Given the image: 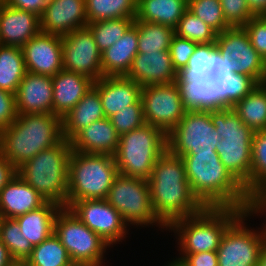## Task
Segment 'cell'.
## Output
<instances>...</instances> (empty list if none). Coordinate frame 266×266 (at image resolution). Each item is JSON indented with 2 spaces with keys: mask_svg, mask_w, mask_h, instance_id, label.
I'll use <instances>...</instances> for the list:
<instances>
[{
  "mask_svg": "<svg viewBox=\"0 0 266 266\" xmlns=\"http://www.w3.org/2000/svg\"><path fill=\"white\" fill-rule=\"evenodd\" d=\"M67 208L79 200L106 199L119 174L114 156L72 150L69 159Z\"/></svg>",
  "mask_w": 266,
  "mask_h": 266,
  "instance_id": "52a82bcc",
  "label": "cell"
},
{
  "mask_svg": "<svg viewBox=\"0 0 266 266\" xmlns=\"http://www.w3.org/2000/svg\"><path fill=\"white\" fill-rule=\"evenodd\" d=\"M240 120L254 131L266 129V83L256 87L232 107Z\"/></svg>",
  "mask_w": 266,
  "mask_h": 266,
  "instance_id": "4dcf8cb0",
  "label": "cell"
},
{
  "mask_svg": "<svg viewBox=\"0 0 266 266\" xmlns=\"http://www.w3.org/2000/svg\"><path fill=\"white\" fill-rule=\"evenodd\" d=\"M61 208L56 203L46 202L40 208L15 218L22 235L33 247L54 233V221Z\"/></svg>",
  "mask_w": 266,
  "mask_h": 266,
  "instance_id": "83f0119b",
  "label": "cell"
},
{
  "mask_svg": "<svg viewBox=\"0 0 266 266\" xmlns=\"http://www.w3.org/2000/svg\"><path fill=\"white\" fill-rule=\"evenodd\" d=\"M210 119L220 136L216 152L221 162L245 191H249L255 131L246 126L231 107L210 111Z\"/></svg>",
  "mask_w": 266,
  "mask_h": 266,
  "instance_id": "8992f818",
  "label": "cell"
},
{
  "mask_svg": "<svg viewBox=\"0 0 266 266\" xmlns=\"http://www.w3.org/2000/svg\"><path fill=\"white\" fill-rule=\"evenodd\" d=\"M256 85L252 78L237 73H227L214 78V110L232 107Z\"/></svg>",
  "mask_w": 266,
  "mask_h": 266,
  "instance_id": "f546056e",
  "label": "cell"
},
{
  "mask_svg": "<svg viewBox=\"0 0 266 266\" xmlns=\"http://www.w3.org/2000/svg\"><path fill=\"white\" fill-rule=\"evenodd\" d=\"M106 201L122 215L132 230L139 228L140 231L145 227H154L156 233L160 230L163 233L167 232V228L155 216L146 179L118 174L112 183Z\"/></svg>",
  "mask_w": 266,
  "mask_h": 266,
  "instance_id": "9c48e42d",
  "label": "cell"
},
{
  "mask_svg": "<svg viewBox=\"0 0 266 266\" xmlns=\"http://www.w3.org/2000/svg\"><path fill=\"white\" fill-rule=\"evenodd\" d=\"M107 118L141 99L142 86L125 76H103L94 81Z\"/></svg>",
  "mask_w": 266,
  "mask_h": 266,
  "instance_id": "44dd1931",
  "label": "cell"
},
{
  "mask_svg": "<svg viewBox=\"0 0 266 266\" xmlns=\"http://www.w3.org/2000/svg\"><path fill=\"white\" fill-rule=\"evenodd\" d=\"M265 21H266V15L265 16H261Z\"/></svg>",
  "mask_w": 266,
  "mask_h": 266,
  "instance_id": "6125c7cd",
  "label": "cell"
},
{
  "mask_svg": "<svg viewBox=\"0 0 266 266\" xmlns=\"http://www.w3.org/2000/svg\"><path fill=\"white\" fill-rule=\"evenodd\" d=\"M3 5L2 0H0V16H1V6ZM0 45H2L1 37H0Z\"/></svg>",
  "mask_w": 266,
  "mask_h": 266,
  "instance_id": "91938a15",
  "label": "cell"
},
{
  "mask_svg": "<svg viewBox=\"0 0 266 266\" xmlns=\"http://www.w3.org/2000/svg\"><path fill=\"white\" fill-rule=\"evenodd\" d=\"M167 150V134L158 127L143 126L120 135L114 155L118 173L148 180L159 157Z\"/></svg>",
  "mask_w": 266,
  "mask_h": 266,
  "instance_id": "ba28073f",
  "label": "cell"
},
{
  "mask_svg": "<svg viewBox=\"0 0 266 266\" xmlns=\"http://www.w3.org/2000/svg\"><path fill=\"white\" fill-rule=\"evenodd\" d=\"M197 43L174 34L170 43L169 52L174 69L178 72L187 66Z\"/></svg>",
  "mask_w": 266,
  "mask_h": 266,
  "instance_id": "bcb514c9",
  "label": "cell"
},
{
  "mask_svg": "<svg viewBox=\"0 0 266 266\" xmlns=\"http://www.w3.org/2000/svg\"><path fill=\"white\" fill-rule=\"evenodd\" d=\"M181 158L192 192L206 208L242 209L246 191L217 152H190Z\"/></svg>",
  "mask_w": 266,
  "mask_h": 266,
  "instance_id": "7a4b0ae2",
  "label": "cell"
},
{
  "mask_svg": "<svg viewBox=\"0 0 266 266\" xmlns=\"http://www.w3.org/2000/svg\"><path fill=\"white\" fill-rule=\"evenodd\" d=\"M15 263L7 247L0 241V266H13Z\"/></svg>",
  "mask_w": 266,
  "mask_h": 266,
  "instance_id": "11a10c76",
  "label": "cell"
},
{
  "mask_svg": "<svg viewBox=\"0 0 266 266\" xmlns=\"http://www.w3.org/2000/svg\"><path fill=\"white\" fill-rule=\"evenodd\" d=\"M188 10L209 25L217 33L231 26L225 21L220 0H190Z\"/></svg>",
  "mask_w": 266,
  "mask_h": 266,
  "instance_id": "60d3db41",
  "label": "cell"
},
{
  "mask_svg": "<svg viewBox=\"0 0 266 266\" xmlns=\"http://www.w3.org/2000/svg\"><path fill=\"white\" fill-rule=\"evenodd\" d=\"M53 114L61 119L93 87L94 80L81 73L61 70L52 77Z\"/></svg>",
  "mask_w": 266,
  "mask_h": 266,
  "instance_id": "cb8c5ba5",
  "label": "cell"
},
{
  "mask_svg": "<svg viewBox=\"0 0 266 266\" xmlns=\"http://www.w3.org/2000/svg\"><path fill=\"white\" fill-rule=\"evenodd\" d=\"M162 266H186L185 263H183L181 260L177 259L176 257L172 258L168 261H165V263Z\"/></svg>",
  "mask_w": 266,
  "mask_h": 266,
  "instance_id": "6f0895ef",
  "label": "cell"
},
{
  "mask_svg": "<svg viewBox=\"0 0 266 266\" xmlns=\"http://www.w3.org/2000/svg\"><path fill=\"white\" fill-rule=\"evenodd\" d=\"M215 44L226 73L243 74L257 84L266 83V61L252 47L244 27H230L218 33Z\"/></svg>",
  "mask_w": 266,
  "mask_h": 266,
  "instance_id": "8fae6325",
  "label": "cell"
},
{
  "mask_svg": "<svg viewBox=\"0 0 266 266\" xmlns=\"http://www.w3.org/2000/svg\"><path fill=\"white\" fill-rule=\"evenodd\" d=\"M258 266H266V241L261 247L259 259H258Z\"/></svg>",
  "mask_w": 266,
  "mask_h": 266,
  "instance_id": "9f6ffc18",
  "label": "cell"
},
{
  "mask_svg": "<svg viewBox=\"0 0 266 266\" xmlns=\"http://www.w3.org/2000/svg\"><path fill=\"white\" fill-rule=\"evenodd\" d=\"M2 2L10 7L32 12L41 17L49 0H2Z\"/></svg>",
  "mask_w": 266,
  "mask_h": 266,
  "instance_id": "f907efd6",
  "label": "cell"
},
{
  "mask_svg": "<svg viewBox=\"0 0 266 266\" xmlns=\"http://www.w3.org/2000/svg\"><path fill=\"white\" fill-rule=\"evenodd\" d=\"M17 114L53 113L52 77L26 72L15 94Z\"/></svg>",
  "mask_w": 266,
  "mask_h": 266,
  "instance_id": "d6986e66",
  "label": "cell"
},
{
  "mask_svg": "<svg viewBox=\"0 0 266 266\" xmlns=\"http://www.w3.org/2000/svg\"><path fill=\"white\" fill-rule=\"evenodd\" d=\"M88 23L135 17L138 0H85Z\"/></svg>",
  "mask_w": 266,
  "mask_h": 266,
  "instance_id": "836d02e7",
  "label": "cell"
},
{
  "mask_svg": "<svg viewBox=\"0 0 266 266\" xmlns=\"http://www.w3.org/2000/svg\"><path fill=\"white\" fill-rule=\"evenodd\" d=\"M47 201L19 175L0 191V218L15 219L36 210Z\"/></svg>",
  "mask_w": 266,
  "mask_h": 266,
  "instance_id": "d4e9b609",
  "label": "cell"
},
{
  "mask_svg": "<svg viewBox=\"0 0 266 266\" xmlns=\"http://www.w3.org/2000/svg\"><path fill=\"white\" fill-rule=\"evenodd\" d=\"M87 24L85 0H49L40 17L42 32L61 37Z\"/></svg>",
  "mask_w": 266,
  "mask_h": 266,
  "instance_id": "ac0fdd59",
  "label": "cell"
},
{
  "mask_svg": "<svg viewBox=\"0 0 266 266\" xmlns=\"http://www.w3.org/2000/svg\"><path fill=\"white\" fill-rule=\"evenodd\" d=\"M0 241L16 263H24L33 250L32 244L22 235L15 219L0 218Z\"/></svg>",
  "mask_w": 266,
  "mask_h": 266,
  "instance_id": "8d00e7d4",
  "label": "cell"
},
{
  "mask_svg": "<svg viewBox=\"0 0 266 266\" xmlns=\"http://www.w3.org/2000/svg\"><path fill=\"white\" fill-rule=\"evenodd\" d=\"M248 221V222H247ZM241 214L224 232L218 250V266H258L265 239Z\"/></svg>",
  "mask_w": 266,
  "mask_h": 266,
  "instance_id": "4fadbf2b",
  "label": "cell"
},
{
  "mask_svg": "<svg viewBox=\"0 0 266 266\" xmlns=\"http://www.w3.org/2000/svg\"><path fill=\"white\" fill-rule=\"evenodd\" d=\"M187 9L185 0H138L134 21L153 22L175 29Z\"/></svg>",
  "mask_w": 266,
  "mask_h": 266,
  "instance_id": "f1b7e54d",
  "label": "cell"
},
{
  "mask_svg": "<svg viewBox=\"0 0 266 266\" xmlns=\"http://www.w3.org/2000/svg\"><path fill=\"white\" fill-rule=\"evenodd\" d=\"M144 120L168 134L188 111L174 82L142 87Z\"/></svg>",
  "mask_w": 266,
  "mask_h": 266,
  "instance_id": "9a60e30c",
  "label": "cell"
},
{
  "mask_svg": "<svg viewBox=\"0 0 266 266\" xmlns=\"http://www.w3.org/2000/svg\"><path fill=\"white\" fill-rule=\"evenodd\" d=\"M242 214L250 220L252 218H263L260 227L256 226L257 232L266 240V186L254 187L246 192ZM260 216V217H259Z\"/></svg>",
  "mask_w": 266,
  "mask_h": 266,
  "instance_id": "7bdbcfd3",
  "label": "cell"
},
{
  "mask_svg": "<svg viewBox=\"0 0 266 266\" xmlns=\"http://www.w3.org/2000/svg\"><path fill=\"white\" fill-rule=\"evenodd\" d=\"M250 11L254 16L266 15V0H246Z\"/></svg>",
  "mask_w": 266,
  "mask_h": 266,
  "instance_id": "db71d44e",
  "label": "cell"
},
{
  "mask_svg": "<svg viewBox=\"0 0 266 266\" xmlns=\"http://www.w3.org/2000/svg\"><path fill=\"white\" fill-rule=\"evenodd\" d=\"M72 146L63 139L44 149L17 169V175L47 202L67 208L69 159Z\"/></svg>",
  "mask_w": 266,
  "mask_h": 266,
  "instance_id": "277c9868",
  "label": "cell"
},
{
  "mask_svg": "<svg viewBox=\"0 0 266 266\" xmlns=\"http://www.w3.org/2000/svg\"><path fill=\"white\" fill-rule=\"evenodd\" d=\"M147 181L155 216L166 228L206 208L192 192L182 158L168 150L156 161Z\"/></svg>",
  "mask_w": 266,
  "mask_h": 266,
  "instance_id": "6da1fadb",
  "label": "cell"
},
{
  "mask_svg": "<svg viewBox=\"0 0 266 266\" xmlns=\"http://www.w3.org/2000/svg\"><path fill=\"white\" fill-rule=\"evenodd\" d=\"M219 139L210 111L188 110L167 134V150L179 157L190 152H216Z\"/></svg>",
  "mask_w": 266,
  "mask_h": 266,
  "instance_id": "7c38bea8",
  "label": "cell"
},
{
  "mask_svg": "<svg viewBox=\"0 0 266 266\" xmlns=\"http://www.w3.org/2000/svg\"><path fill=\"white\" fill-rule=\"evenodd\" d=\"M54 233L66 248L71 261L109 266L105 261L112 247L81 222L69 208L62 207L59 210L54 221Z\"/></svg>",
  "mask_w": 266,
  "mask_h": 266,
  "instance_id": "30bf717a",
  "label": "cell"
},
{
  "mask_svg": "<svg viewBox=\"0 0 266 266\" xmlns=\"http://www.w3.org/2000/svg\"><path fill=\"white\" fill-rule=\"evenodd\" d=\"M13 266H25L23 263H15Z\"/></svg>",
  "mask_w": 266,
  "mask_h": 266,
  "instance_id": "94428289",
  "label": "cell"
},
{
  "mask_svg": "<svg viewBox=\"0 0 266 266\" xmlns=\"http://www.w3.org/2000/svg\"><path fill=\"white\" fill-rule=\"evenodd\" d=\"M243 27L249 35L252 47L266 61V21L261 16H255Z\"/></svg>",
  "mask_w": 266,
  "mask_h": 266,
  "instance_id": "7dc6e473",
  "label": "cell"
},
{
  "mask_svg": "<svg viewBox=\"0 0 266 266\" xmlns=\"http://www.w3.org/2000/svg\"><path fill=\"white\" fill-rule=\"evenodd\" d=\"M225 21L231 27H243L253 17L246 0H220Z\"/></svg>",
  "mask_w": 266,
  "mask_h": 266,
  "instance_id": "f6af8a7d",
  "label": "cell"
},
{
  "mask_svg": "<svg viewBox=\"0 0 266 266\" xmlns=\"http://www.w3.org/2000/svg\"><path fill=\"white\" fill-rule=\"evenodd\" d=\"M70 261L66 248L53 233L39 245L33 247L31 255L23 264L25 266H65Z\"/></svg>",
  "mask_w": 266,
  "mask_h": 266,
  "instance_id": "d590c367",
  "label": "cell"
},
{
  "mask_svg": "<svg viewBox=\"0 0 266 266\" xmlns=\"http://www.w3.org/2000/svg\"><path fill=\"white\" fill-rule=\"evenodd\" d=\"M104 118L101 98L98 90L93 86L62 118L63 139L70 141L83 128Z\"/></svg>",
  "mask_w": 266,
  "mask_h": 266,
  "instance_id": "4316f807",
  "label": "cell"
},
{
  "mask_svg": "<svg viewBox=\"0 0 266 266\" xmlns=\"http://www.w3.org/2000/svg\"><path fill=\"white\" fill-rule=\"evenodd\" d=\"M101 52L86 26L62 37L63 69L97 81L103 77Z\"/></svg>",
  "mask_w": 266,
  "mask_h": 266,
  "instance_id": "2e32d148",
  "label": "cell"
},
{
  "mask_svg": "<svg viewBox=\"0 0 266 266\" xmlns=\"http://www.w3.org/2000/svg\"><path fill=\"white\" fill-rule=\"evenodd\" d=\"M26 72L22 49L0 45V89L16 94Z\"/></svg>",
  "mask_w": 266,
  "mask_h": 266,
  "instance_id": "d6a6232c",
  "label": "cell"
},
{
  "mask_svg": "<svg viewBox=\"0 0 266 266\" xmlns=\"http://www.w3.org/2000/svg\"><path fill=\"white\" fill-rule=\"evenodd\" d=\"M138 28V53L169 51L175 31L153 22L134 21Z\"/></svg>",
  "mask_w": 266,
  "mask_h": 266,
  "instance_id": "e575fe53",
  "label": "cell"
},
{
  "mask_svg": "<svg viewBox=\"0 0 266 266\" xmlns=\"http://www.w3.org/2000/svg\"><path fill=\"white\" fill-rule=\"evenodd\" d=\"M208 74L210 77L214 78L227 74L225 72L224 60L217 49H215L210 55L208 63Z\"/></svg>",
  "mask_w": 266,
  "mask_h": 266,
  "instance_id": "f5cc1de1",
  "label": "cell"
},
{
  "mask_svg": "<svg viewBox=\"0 0 266 266\" xmlns=\"http://www.w3.org/2000/svg\"><path fill=\"white\" fill-rule=\"evenodd\" d=\"M135 17L102 20L88 23L99 51L102 53L115 44L134 23Z\"/></svg>",
  "mask_w": 266,
  "mask_h": 266,
  "instance_id": "74e56055",
  "label": "cell"
},
{
  "mask_svg": "<svg viewBox=\"0 0 266 266\" xmlns=\"http://www.w3.org/2000/svg\"><path fill=\"white\" fill-rule=\"evenodd\" d=\"M242 214L237 208H205L202 212L174 221L166 234L175 238L177 254L217 251L226 229Z\"/></svg>",
  "mask_w": 266,
  "mask_h": 266,
  "instance_id": "5b68a950",
  "label": "cell"
},
{
  "mask_svg": "<svg viewBox=\"0 0 266 266\" xmlns=\"http://www.w3.org/2000/svg\"><path fill=\"white\" fill-rule=\"evenodd\" d=\"M109 119L119 135L143 126L146 122L141 99L135 104L126 106V109L116 112Z\"/></svg>",
  "mask_w": 266,
  "mask_h": 266,
  "instance_id": "ee69618b",
  "label": "cell"
},
{
  "mask_svg": "<svg viewBox=\"0 0 266 266\" xmlns=\"http://www.w3.org/2000/svg\"><path fill=\"white\" fill-rule=\"evenodd\" d=\"M266 186V129L255 131L252 141L250 190Z\"/></svg>",
  "mask_w": 266,
  "mask_h": 266,
  "instance_id": "b9f144b4",
  "label": "cell"
},
{
  "mask_svg": "<svg viewBox=\"0 0 266 266\" xmlns=\"http://www.w3.org/2000/svg\"><path fill=\"white\" fill-rule=\"evenodd\" d=\"M174 31L179 37L197 44L215 42L218 34L188 9L184 12Z\"/></svg>",
  "mask_w": 266,
  "mask_h": 266,
  "instance_id": "f35d334b",
  "label": "cell"
},
{
  "mask_svg": "<svg viewBox=\"0 0 266 266\" xmlns=\"http://www.w3.org/2000/svg\"><path fill=\"white\" fill-rule=\"evenodd\" d=\"M68 208L113 250L118 246L117 244L120 245L122 242L126 244L127 237H131L129 233H133L122 215L106 199L79 200L73 202Z\"/></svg>",
  "mask_w": 266,
  "mask_h": 266,
  "instance_id": "5bb4252c",
  "label": "cell"
},
{
  "mask_svg": "<svg viewBox=\"0 0 266 266\" xmlns=\"http://www.w3.org/2000/svg\"><path fill=\"white\" fill-rule=\"evenodd\" d=\"M187 110H214V77L195 80H175Z\"/></svg>",
  "mask_w": 266,
  "mask_h": 266,
  "instance_id": "1f68e13d",
  "label": "cell"
},
{
  "mask_svg": "<svg viewBox=\"0 0 266 266\" xmlns=\"http://www.w3.org/2000/svg\"><path fill=\"white\" fill-rule=\"evenodd\" d=\"M21 49L27 72L53 77L63 70L61 36L40 31Z\"/></svg>",
  "mask_w": 266,
  "mask_h": 266,
  "instance_id": "e0dca14e",
  "label": "cell"
},
{
  "mask_svg": "<svg viewBox=\"0 0 266 266\" xmlns=\"http://www.w3.org/2000/svg\"><path fill=\"white\" fill-rule=\"evenodd\" d=\"M65 266H92L88 263L85 262H77V261H70L67 265Z\"/></svg>",
  "mask_w": 266,
  "mask_h": 266,
  "instance_id": "680465c9",
  "label": "cell"
},
{
  "mask_svg": "<svg viewBox=\"0 0 266 266\" xmlns=\"http://www.w3.org/2000/svg\"><path fill=\"white\" fill-rule=\"evenodd\" d=\"M138 53V28L133 23L124 35L101 54L103 76H125Z\"/></svg>",
  "mask_w": 266,
  "mask_h": 266,
  "instance_id": "484cf974",
  "label": "cell"
},
{
  "mask_svg": "<svg viewBox=\"0 0 266 266\" xmlns=\"http://www.w3.org/2000/svg\"><path fill=\"white\" fill-rule=\"evenodd\" d=\"M125 77L144 87L174 82L177 71L169 51L137 53Z\"/></svg>",
  "mask_w": 266,
  "mask_h": 266,
  "instance_id": "ffe728a7",
  "label": "cell"
},
{
  "mask_svg": "<svg viewBox=\"0 0 266 266\" xmlns=\"http://www.w3.org/2000/svg\"><path fill=\"white\" fill-rule=\"evenodd\" d=\"M120 135L107 117L95 121L79 131L71 140L72 150L87 154L114 156Z\"/></svg>",
  "mask_w": 266,
  "mask_h": 266,
  "instance_id": "603a6c76",
  "label": "cell"
},
{
  "mask_svg": "<svg viewBox=\"0 0 266 266\" xmlns=\"http://www.w3.org/2000/svg\"><path fill=\"white\" fill-rule=\"evenodd\" d=\"M177 255L178 256L175 257L185 263L186 266H218V256L216 251Z\"/></svg>",
  "mask_w": 266,
  "mask_h": 266,
  "instance_id": "681fc988",
  "label": "cell"
},
{
  "mask_svg": "<svg viewBox=\"0 0 266 266\" xmlns=\"http://www.w3.org/2000/svg\"><path fill=\"white\" fill-rule=\"evenodd\" d=\"M63 140L62 119L53 113L17 114L0 132V151L17 169L44 149Z\"/></svg>",
  "mask_w": 266,
  "mask_h": 266,
  "instance_id": "3957f363",
  "label": "cell"
},
{
  "mask_svg": "<svg viewBox=\"0 0 266 266\" xmlns=\"http://www.w3.org/2000/svg\"><path fill=\"white\" fill-rule=\"evenodd\" d=\"M17 176V168L12 165L0 151V191Z\"/></svg>",
  "mask_w": 266,
  "mask_h": 266,
  "instance_id": "816d5d0a",
  "label": "cell"
},
{
  "mask_svg": "<svg viewBox=\"0 0 266 266\" xmlns=\"http://www.w3.org/2000/svg\"><path fill=\"white\" fill-rule=\"evenodd\" d=\"M216 49L215 42L197 44L186 67L177 72L176 80L208 79V63L211 53Z\"/></svg>",
  "mask_w": 266,
  "mask_h": 266,
  "instance_id": "ab89813d",
  "label": "cell"
},
{
  "mask_svg": "<svg viewBox=\"0 0 266 266\" xmlns=\"http://www.w3.org/2000/svg\"><path fill=\"white\" fill-rule=\"evenodd\" d=\"M17 118L15 94L0 89V132Z\"/></svg>",
  "mask_w": 266,
  "mask_h": 266,
  "instance_id": "c3c4849f",
  "label": "cell"
},
{
  "mask_svg": "<svg viewBox=\"0 0 266 266\" xmlns=\"http://www.w3.org/2000/svg\"><path fill=\"white\" fill-rule=\"evenodd\" d=\"M41 31L40 17L32 12L1 6L0 37L2 45L22 47Z\"/></svg>",
  "mask_w": 266,
  "mask_h": 266,
  "instance_id": "7402d4cb",
  "label": "cell"
}]
</instances>
